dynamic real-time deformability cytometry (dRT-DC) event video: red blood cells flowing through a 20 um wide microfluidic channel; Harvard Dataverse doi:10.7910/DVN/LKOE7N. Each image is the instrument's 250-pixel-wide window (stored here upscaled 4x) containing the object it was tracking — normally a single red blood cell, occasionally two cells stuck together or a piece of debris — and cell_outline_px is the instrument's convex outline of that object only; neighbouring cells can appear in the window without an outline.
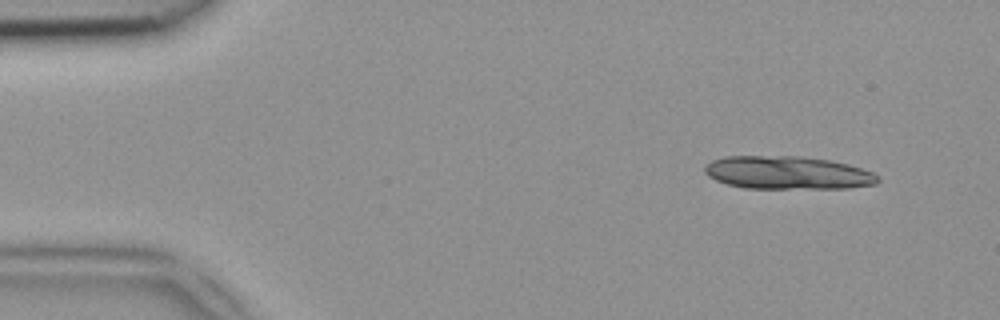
{"species": "common noctule bat (a hibernating species)", "species_latin": "Nyctalus noctula", "temperature_condition": "room temperature", "stored_images_in_passage": 45, "segment_of_instrument_passage": [1, 2], "camera_frame_rate_fps": 3000, "um_per_image_px": 0.085, "animal": {"sex": "female", "body_mass_g": 18.4}, "frame": {"image": 1, "passage_image": 2, "time_ms": 0.333, "image_size_px": [1000, 320], "cell_outline_px": [[880, 180], [876, 184], [848, 188], [744, 188], [728, 184], [716, 180], [708, 176], [704, 172], [704, 168], [712, 160], [724, 156], [800, 156], [832, 160], [848, 164], [872, 172], [880, 176]], "centroid_in_image_um": [66.96, 14.68], "position_along_channel_um": 18.0, "area_um2": 33.47}}